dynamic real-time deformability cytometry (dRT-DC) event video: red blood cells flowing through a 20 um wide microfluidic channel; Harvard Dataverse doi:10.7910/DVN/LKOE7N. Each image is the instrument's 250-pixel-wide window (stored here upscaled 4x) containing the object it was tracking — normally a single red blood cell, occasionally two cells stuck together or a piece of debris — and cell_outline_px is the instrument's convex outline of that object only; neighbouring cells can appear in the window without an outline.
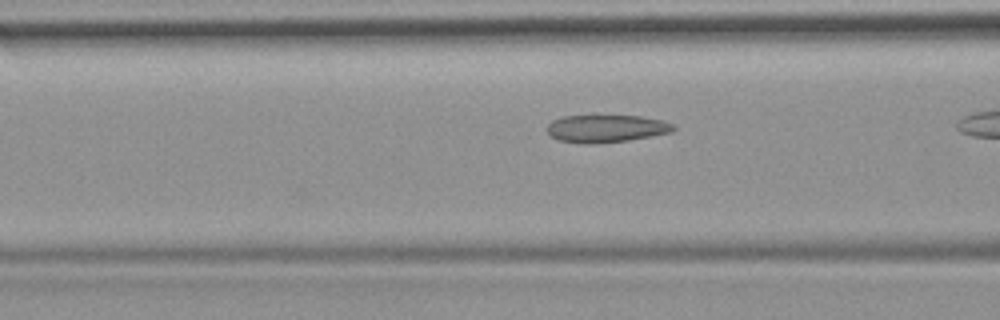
{"species": "common noctule bat (a hibernating species)", "species_latin": "Nyctalus noctula", "temperature_condition": "room temperature", "stored_images_in_passage": 31, "camera_frame_rate_fps": 3000, "um_per_image_px": 0.085, "animal": {"sex": "female", "body_mass_g": 19.9}, "frame": {"image": 1, "passage_image": 10, "time_ms": 3.0, "image_size_px": [1000, 320], "cell_outline_px": [[676, 128], [672, 132], [652, 136], [628, 140], [592, 144], [584, 144], [556, 140], [548, 132], [548, 124], [552, 120], [564, 116], [640, 116], [664, 120], [672, 124]], "centroid_in_image_um": [51.53, 10.93], "position_along_channel_um": 115.1, "area_um2": 20.29}}
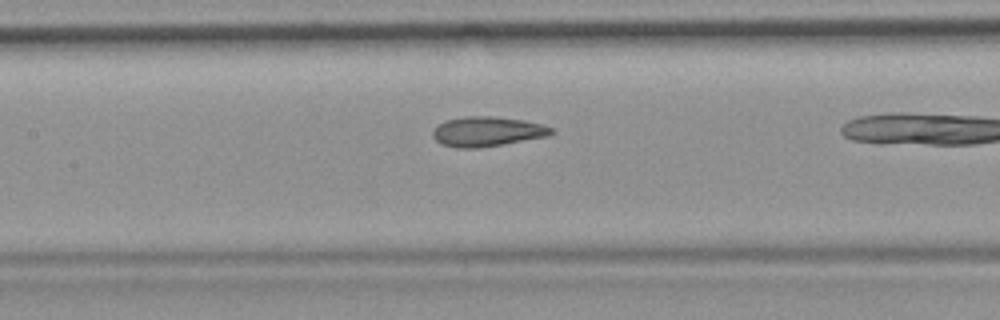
{"frame": {"image": 2, "passage_image": 14, "time_ms": 4.333, "image_size_px": [1000, 320], "cell_outline_px": [[556, 132], [548, 136], [476, 148], [456, 148], [440, 144], [432, 136], [432, 132], [436, 124], [448, 120], [464, 116], [492, 116], [524, 120], [544, 124], [552, 128]], "centroid_in_image_um": [41.39, 11.17], "position_along_channel_um": 166.0, "area_um2": 20.63}}